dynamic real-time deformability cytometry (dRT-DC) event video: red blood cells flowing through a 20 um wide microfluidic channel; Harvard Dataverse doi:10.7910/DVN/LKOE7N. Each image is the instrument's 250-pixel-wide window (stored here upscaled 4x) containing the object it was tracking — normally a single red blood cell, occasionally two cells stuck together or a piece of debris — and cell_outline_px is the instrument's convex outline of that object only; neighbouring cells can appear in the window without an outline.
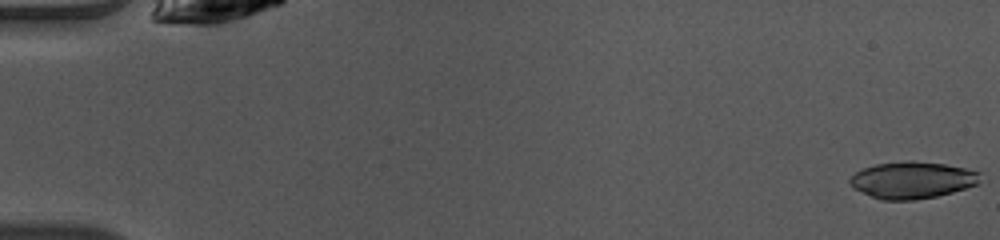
{"species": "common noctule bat (a hibernating species)", "species_latin": "Nyctalus noctula", "temperature_condition": "warm", "stored_images_in_passage": 49, "camera_frame_rate_fps": 3000, "um_per_image_px": 0.085, "animal": {"sex": "female", "body_mass_g": 10.0, "forearm_length_mm": 53.1}, "frame": {"image": 1, "passage_image": 1, "time_ms": 0.0, "image_size_px": [1000, 240], "cell_outline_px": [[980, 172], [976, 184], [952, 192], [936, 196], [916, 200], [880, 200], [852, 188], [848, 180], [856, 172], [864, 168], [876, 164], [912, 160], [944, 164], [964, 168]], "centroid_in_image_um": [77.49, 15.31], "position_along_channel_um": 7.5, "area_um2": 27.74}}
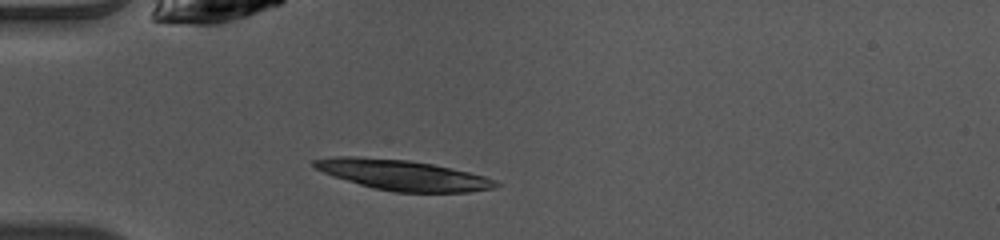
{"frame": {"image": 2, "passage_image": 14, "time_ms": 4.333, "image_size_px": [1000, 240], "cell_outline_px": [[500, 184], [496, 188], [468, 192], [396, 192], [372, 188], [332, 176], [316, 168], [312, 164], [312, 160], [332, 156], [356, 156], [408, 160], [432, 164], [468, 172], [484, 176], [496, 180]], "centroid_in_image_um": [34.22, 14.88], "position_along_channel_um": 50.8, "area_um2": 32.08}}